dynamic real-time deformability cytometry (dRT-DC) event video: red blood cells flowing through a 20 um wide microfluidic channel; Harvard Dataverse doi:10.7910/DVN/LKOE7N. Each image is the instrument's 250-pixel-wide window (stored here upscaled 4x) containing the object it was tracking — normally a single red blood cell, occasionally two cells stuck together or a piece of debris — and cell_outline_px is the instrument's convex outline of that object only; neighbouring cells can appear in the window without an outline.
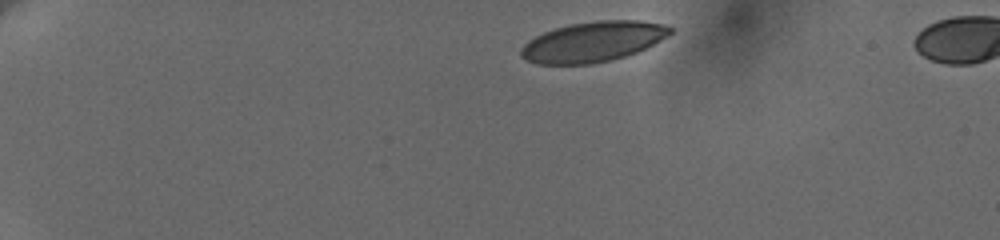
{"species": "human", "species_latin": "Homo sapiens", "temperature_condition": "cold", "stored_images_in_passage": 12, "camera_frame_rate_fps": 3000, "um_per_image_px": 0.085, "donor": {"sex": "female"}, "frame": {"image": 1, "passage_image": 1, "time_ms": 0.0, "image_size_px": [1000, 240], "cell_outline_px": [[672, 32], [660, 40], [636, 52], [624, 56], [592, 64], [536, 64], [524, 60], [520, 56], [520, 48], [528, 40], [544, 32], [556, 28], [572, 24], [596, 20], [640, 20], [660, 24], [672, 28]], "centroid_in_image_um": [50.34, 3.55], "position_along_channel_um": 34.7, "area_um2": 34.68}}